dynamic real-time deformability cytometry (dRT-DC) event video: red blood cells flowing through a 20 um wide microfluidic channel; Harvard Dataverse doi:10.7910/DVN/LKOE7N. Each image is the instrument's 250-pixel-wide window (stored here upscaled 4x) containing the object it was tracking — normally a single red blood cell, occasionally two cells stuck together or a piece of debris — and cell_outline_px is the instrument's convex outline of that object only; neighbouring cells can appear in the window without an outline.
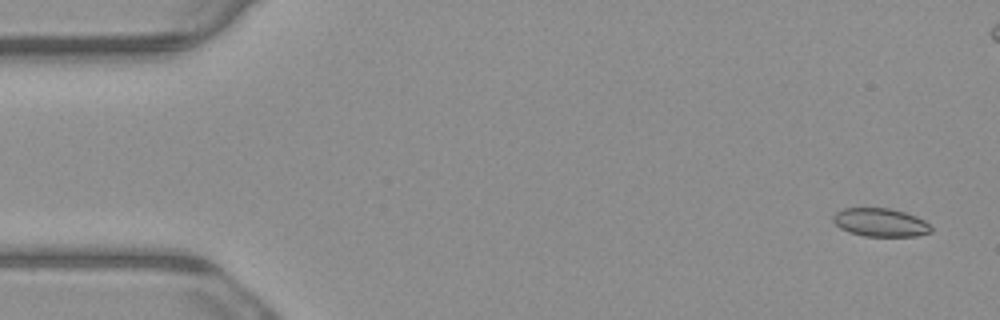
{"species": "common noctule bat (a hibernating species)", "species_latin": "Nyctalus noctula", "temperature_condition": "warm", "stored_images_in_passage": 7, "camera_frame_rate_fps": 3000, "um_per_image_px": 0.085, "animal": {"sex": "male", "body_mass_g": 23.1, "forearm_length_mm": 52.7}, "frame": {"image": 1, "passage_image": 1, "time_ms": 0.0, "image_size_px": [1000, 320], "cell_outline_px": [[932, 232], [916, 236], [864, 236], [848, 232], [840, 228], [832, 220], [832, 216], [836, 212], [844, 208], [888, 208], [904, 212], [916, 216], [924, 220], [932, 228]], "centroid_in_image_um": [74.82, 18.91], "position_along_channel_um": 10.2, "area_um2": 16.18}}
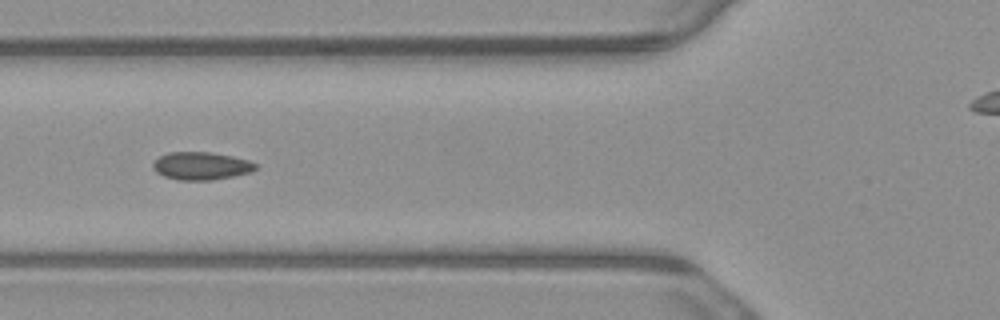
{"frame": {"image": 2, "passage_image": 6, "time_ms": 1.667, "image_size_px": [1000, 320], "cell_outline_px": [[256, 168], [252, 172], [212, 180], [180, 180], [164, 176], [156, 172], [152, 168], [152, 164], [160, 156], [168, 152], [208, 152], [232, 156], [248, 160], [256, 164]], "centroid_in_image_um": [17.08, 14.1], "position_along_channel_um": 108.7, "area_um2": 16.53}}
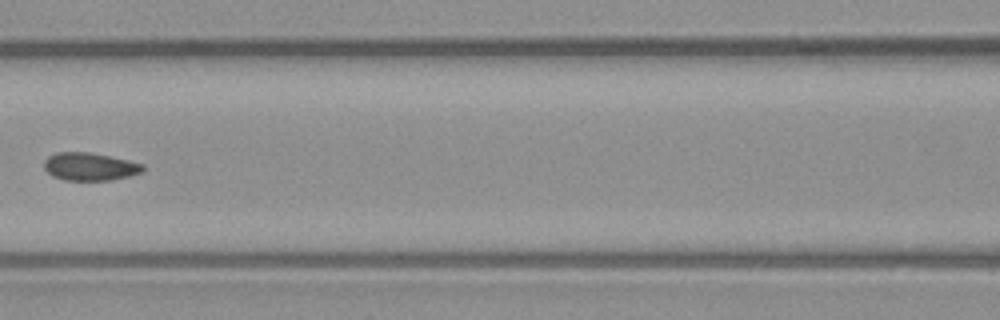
{"frame": {"image": 3, "passage_image": 7, "time_ms": 2.0, "image_size_px": [1000, 320], "cell_outline_px": [[144, 172], [112, 180], [64, 180], [52, 176], [44, 168], [44, 160], [48, 156], [56, 152], [88, 152], [128, 160], [144, 164]], "centroid_in_image_um": [7.63, 14.16], "position_along_channel_um": 159.0, "area_um2": 16.07}}